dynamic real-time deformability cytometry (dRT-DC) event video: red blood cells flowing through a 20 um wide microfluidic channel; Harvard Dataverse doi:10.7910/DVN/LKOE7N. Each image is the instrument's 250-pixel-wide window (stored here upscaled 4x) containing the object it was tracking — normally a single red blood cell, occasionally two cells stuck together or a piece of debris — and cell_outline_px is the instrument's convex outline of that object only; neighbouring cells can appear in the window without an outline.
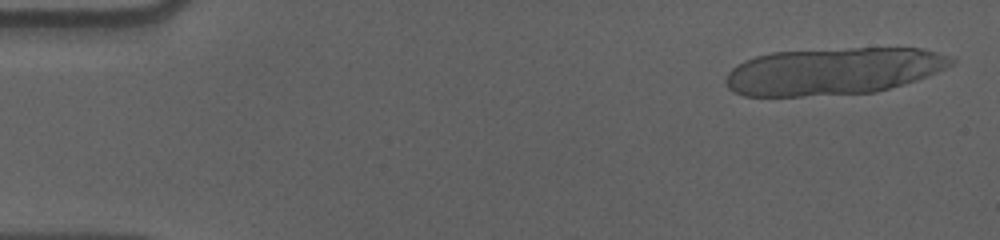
{"species": "human", "species_latin": "Homo sapiens", "temperature_condition": "cold", "stored_images_in_passage": 19, "camera_frame_rate_fps": 3000, "um_per_image_px": 0.085, "donor": {"sex": "male"}, "frame": {"image": 1, "passage_image": 2, "time_ms": 0.333, "image_size_px": [1000, 240], "cell_outline_px": [[956, 60], [952, 64], [936, 72], [916, 80], [876, 92], [800, 96], [744, 96], [728, 88], [724, 80], [728, 72], [736, 64], [744, 60], [756, 56], [772, 52], [852, 48], [920, 48], [936, 52]], "centroid_in_image_um": [70.76, 6.05], "position_along_channel_um": 14.2, "area_um2": 61.67}}